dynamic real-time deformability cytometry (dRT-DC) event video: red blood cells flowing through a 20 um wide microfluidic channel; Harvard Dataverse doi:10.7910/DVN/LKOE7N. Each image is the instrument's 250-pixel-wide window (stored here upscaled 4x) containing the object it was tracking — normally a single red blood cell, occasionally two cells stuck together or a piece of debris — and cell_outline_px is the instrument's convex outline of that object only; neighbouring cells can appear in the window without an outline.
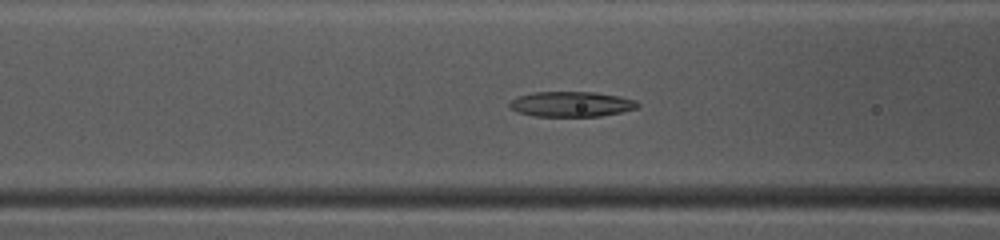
{"species": "common noctule bat (a hibernating species)", "species_latin": "Nyctalus noctula", "temperature_condition": "warm", "stored_images_in_passage": 40, "segment_of_instrument_passage": [1, 2], "camera_frame_rate_fps": 3000, "um_per_image_px": 0.085, "animal": {"sex": "female", "body_mass_g": 10.0, "forearm_length_mm": 53.1}, "frame": {"image": 1, "passage_image": 10, "time_ms": 3.0, "image_size_px": [1000, 240], "cell_outline_px": [[640, 104], [636, 108], [620, 112], [600, 116], [536, 116], [520, 112], [508, 108], [508, 104], [516, 96], [532, 92], [596, 92], [620, 96], [636, 100]], "centroid_in_image_um": [48.55, 8.84], "position_along_channel_um": 118.1, "area_um2": 18.84}}
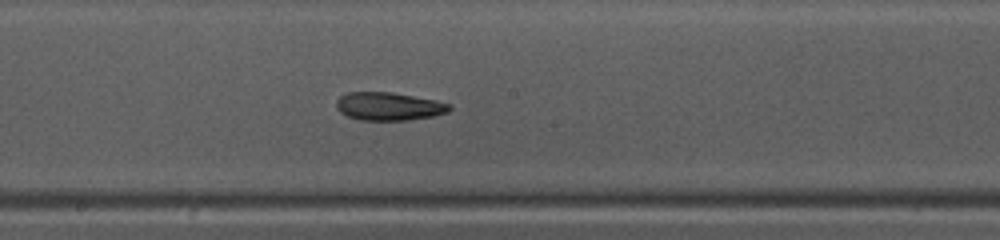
{"frame": {"image": 2, "passage_image": 17, "time_ms": 5.333, "image_size_px": [1000, 240], "cell_outline_px": [[452, 108], [448, 112], [432, 116], [408, 120], [360, 120], [348, 116], [340, 112], [336, 108], [336, 100], [340, 96], [348, 92], [392, 92], [436, 100], [452, 104]], "centroid_in_image_um": [33.05, 9.03], "position_along_channel_um": 215.1, "area_um2": 18.61}}
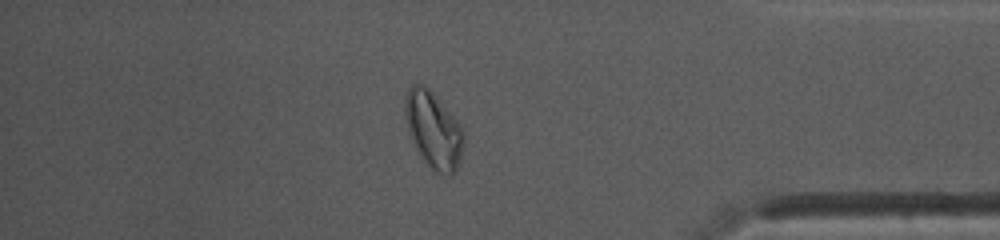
{"frame": {"image": 3, "passage_image": 32, "time_ms": 10.333, "image_size_px": [1000, 240], "cell_outline_px": [[464, 144], [456, 172], [448, 176], [436, 172], [428, 168], [416, 148], [408, 132], [404, 112], [404, 100], [408, 88], [412, 84], [424, 84], [432, 92], [460, 124], [464, 132]], "centroid_in_image_um": [36.83, 11.06], "position_along_channel_um": 398.4, "area_um2": 26.3}}